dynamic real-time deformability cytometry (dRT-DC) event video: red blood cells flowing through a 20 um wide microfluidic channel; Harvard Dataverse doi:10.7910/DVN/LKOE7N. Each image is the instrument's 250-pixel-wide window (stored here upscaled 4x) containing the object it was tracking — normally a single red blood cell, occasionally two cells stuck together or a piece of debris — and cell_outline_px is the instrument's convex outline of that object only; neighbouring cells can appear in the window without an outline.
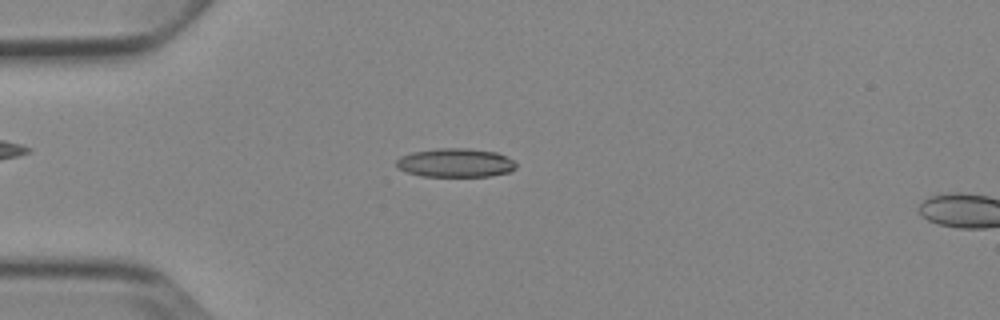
{"species": "Egyptian fruit bat (a non-hibernating species)", "species_latin": "Rousettus aegyptiacus", "temperature_condition": "cold", "stored_images_in_passage": 4, "camera_frame_rate_fps": 3000, "um_per_image_px": 0.085, "animal": {"sex": "female"}, "frame": {"image": 1, "passage_image": 3, "time_ms": 2.333, "image_size_px": [1000, 320], "cell_outline_px": [[516, 168], [508, 172], [492, 176], [420, 176], [396, 168], [396, 160], [400, 156], [412, 152], [436, 148], [468, 148], [496, 152], [512, 160], [516, 164]], "centroid_in_image_um": [38.67, 13.83], "position_along_channel_um": 46.3, "area_um2": 20.11}}